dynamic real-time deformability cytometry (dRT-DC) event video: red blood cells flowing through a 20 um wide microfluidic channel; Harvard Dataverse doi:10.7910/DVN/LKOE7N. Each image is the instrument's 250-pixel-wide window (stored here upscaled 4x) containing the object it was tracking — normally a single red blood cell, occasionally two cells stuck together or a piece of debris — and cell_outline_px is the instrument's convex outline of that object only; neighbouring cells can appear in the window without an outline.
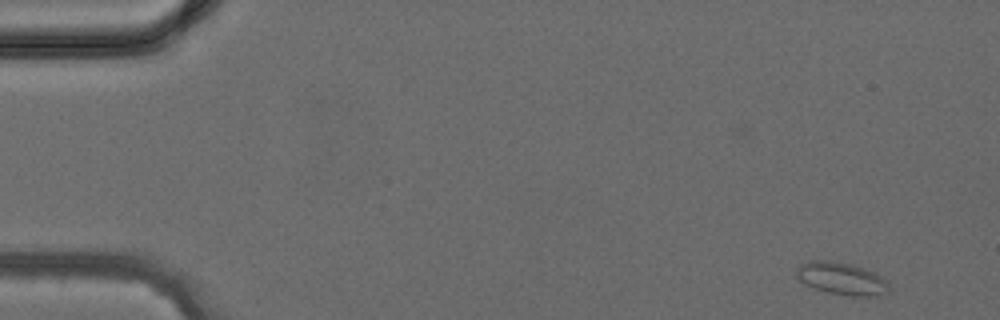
{"species": "common noctule bat (a hibernating species)", "species_latin": "Nyctalus noctula", "temperature_condition": "cold", "stored_images_in_passage": 38, "camera_frame_rate_fps": 3000, "um_per_image_px": 0.085, "animal": {"sex": "female", "body_mass_g": 24.6, "forearm_length_mm": 56.2}, "frame": {"image": 1, "passage_image": 1, "time_ms": 0.0, "image_size_px": [1000, 320], "cell_outline_px": [[888, 292], [880, 296], [848, 296], [828, 292], [816, 288], [800, 280], [796, 276], [796, 268], [800, 264], [808, 260], [828, 260], [852, 264], [872, 272], [880, 276], [888, 284]], "centroid_in_image_um": [71.52, 23.67], "position_along_channel_um": 13.5, "area_um2": 17.34}}
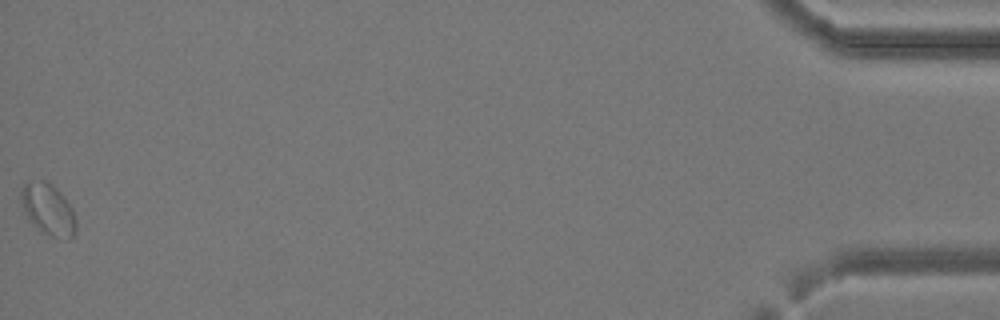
{"frame": {"image": 2, "passage_image": 38, "time_ms": 12.333, "image_size_px": [1000, 320], "cell_outline_px": [[76, 232], [68, 240], [52, 236], [40, 232], [32, 224], [24, 212], [20, 196], [20, 192], [24, 184], [28, 180], [44, 180], [52, 184], [60, 192], [72, 208], [76, 220]], "centroid_in_image_um": [4.08, 17.8], "position_along_channel_um": 431.1, "area_um2": 16.7}}